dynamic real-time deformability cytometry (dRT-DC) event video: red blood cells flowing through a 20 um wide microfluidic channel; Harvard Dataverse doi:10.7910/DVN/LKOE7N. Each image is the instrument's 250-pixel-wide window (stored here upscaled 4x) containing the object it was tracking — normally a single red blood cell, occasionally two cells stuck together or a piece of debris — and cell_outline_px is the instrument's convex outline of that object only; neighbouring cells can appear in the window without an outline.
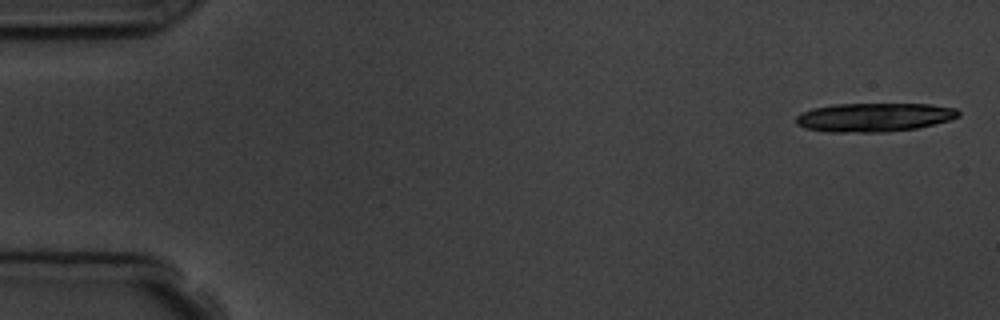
{"species": "common noctule bat (a hibernating species)", "species_latin": "Nyctalus noctula", "temperature_condition": "room temperature", "stored_images_in_passage": 6, "camera_frame_rate_fps": 3000, "um_per_image_px": 0.085, "animal": {"sex": "male", "body_mass_g": 19.5, "forearm_length_mm": 54.6}, "frame": {"image": 1, "passage_image": 1, "time_ms": 0.0, "image_size_px": [1000, 320], "cell_outline_px": [[960, 116], [948, 120], [916, 128], [884, 132], [828, 132], [804, 128], [796, 124], [796, 116], [812, 108], [832, 104], [928, 104], [956, 108], [960, 112]], "centroid_in_image_um": [74.27, 9.97], "position_along_channel_um": 10.7, "area_um2": 27.17}}